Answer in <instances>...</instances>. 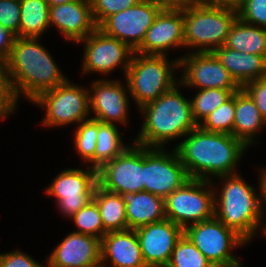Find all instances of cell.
I'll return each mask as SVG.
<instances>
[{"label":"cell","mask_w":266,"mask_h":267,"mask_svg":"<svg viewBox=\"0 0 266 267\" xmlns=\"http://www.w3.org/2000/svg\"><path fill=\"white\" fill-rule=\"evenodd\" d=\"M224 46L239 52L266 56V28L247 24L237 18Z\"/></svg>","instance_id":"cell-25"},{"label":"cell","mask_w":266,"mask_h":267,"mask_svg":"<svg viewBox=\"0 0 266 267\" xmlns=\"http://www.w3.org/2000/svg\"><path fill=\"white\" fill-rule=\"evenodd\" d=\"M80 42L85 43L82 64L84 73L109 74L116 67L122 65L125 76L135 52L127 44L106 35L98 27L78 43Z\"/></svg>","instance_id":"cell-14"},{"label":"cell","mask_w":266,"mask_h":267,"mask_svg":"<svg viewBox=\"0 0 266 267\" xmlns=\"http://www.w3.org/2000/svg\"><path fill=\"white\" fill-rule=\"evenodd\" d=\"M161 9L151 0H141L138 4L109 16L98 28L136 51Z\"/></svg>","instance_id":"cell-13"},{"label":"cell","mask_w":266,"mask_h":267,"mask_svg":"<svg viewBox=\"0 0 266 267\" xmlns=\"http://www.w3.org/2000/svg\"><path fill=\"white\" fill-rule=\"evenodd\" d=\"M20 0H0V25L20 37Z\"/></svg>","instance_id":"cell-35"},{"label":"cell","mask_w":266,"mask_h":267,"mask_svg":"<svg viewBox=\"0 0 266 267\" xmlns=\"http://www.w3.org/2000/svg\"><path fill=\"white\" fill-rule=\"evenodd\" d=\"M87 267H106L101 262Z\"/></svg>","instance_id":"cell-46"},{"label":"cell","mask_w":266,"mask_h":267,"mask_svg":"<svg viewBox=\"0 0 266 267\" xmlns=\"http://www.w3.org/2000/svg\"><path fill=\"white\" fill-rule=\"evenodd\" d=\"M213 53L241 88L250 81L266 77V56L235 51L224 45Z\"/></svg>","instance_id":"cell-22"},{"label":"cell","mask_w":266,"mask_h":267,"mask_svg":"<svg viewBox=\"0 0 266 267\" xmlns=\"http://www.w3.org/2000/svg\"><path fill=\"white\" fill-rule=\"evenodd\" d=\"M98 171V184L122 196L144 191L143 146L134 143Z\"/></svg>","instance_id":"cell-11"},{"label":"cell","mask_w":266,"mask_h":267,"mask_svg":"<svg viewBox=\"0 0 266 267\" xmlns=\"http://www.w3.org/2000/svg\"><path fill=\"white\" fill-rule=\"evenodd\" d=\"M39 37H15L8 62V76L16 97L33 101L42 92L63 84L64 77Z\"/></svg>","instance_id":"cell-2"},{"label":"cell","mask_w":266,"mask_h":267,"mask_svg":"<svg viewBox=\"0 0 266 267\" xmlns=\"http://www.w3.org/2000/svg\"><path fill=\"white\" fill-rule=\"evenodd\" d=\"M213 186L208 180L188 179L165 198L166 218L183 230L190 226V220L191 224H196L213 218L215 198Z\"/></svg>","instance_id":"cell-7"},{"label":"cell","mask_w":266,"mask_h":267,"mask_svg":"<svg viewBox=\"0 0 266 267\" xmlns=\"http://www.w3.org/2000/svg\"><path fill=\"white\" fill-rule=\"evenodd\" d=\"M206 4L238 10L245 0H202Z\"/></svg>","instance_id":"cell-42"},{"label":"cell","mask_w":266,"mask_h":267,"mask_svg":"<svg viewBox=\"0 0 266 267\" xmlns=\"http://www.w3.org/2000/svg\"><path fill=\"white\" fill-rule=\"evenodd\" d=\"M89 91V110L96 115L92 117L100 122L127 123L129 96L128 86L125 88L116 80H97L92 83ZM92 92V93H91Z\"/></svg>","instance_id":"cell-18"},{"label":"cell","mask_w":266,"mask_h":267,"mask_svg":"<svg viewBox=\"0 0 266 267\" xmlns=\"http://www.w3.org/2000/svg\"><path fill=\"white\" fill-rule=\"evenodd\" d=\"M219 179L225 184L217 198L215 193L214 216L248 243L258 227L264 224V206H261L260 196L237 173L220 176Z\"/></svg>","instance_id":"cell-4"},{"label":"cell","mask_w":266,"mask_h":267,"mask_svg":"<svg viewBox=\"0 0 266 267\" xmlns=\"http://www.w3.org/2000/svg\"><path fill=\"white\" fill-rule=\"evenodd\" d=\"M264 227L262 228L263 229V233L262 234H264L266 236V223H265V226Z\"/></svg>","instance_id":"cell-47"},{"label":"cell","mask_w":266,"mask_h":267,"mask_svg":"<svg viewBox=\"0 0 266 267\" xmlns=\"http://www.w3.org/2000/svg\"><path fill=\"white\" fill-rule=\"evenodd\" d=\"M49 13L50 26H56L67 41L78 43L97 28L90 0H73L69 3L50 6Z\"/></svg>","instance_id":"cell-20"},{"label":"cell","mask_w":266,"mask_h":267,"mask_svg":"<svg viewBox=\"0 0 266 267\" xmlns=\"http://www.w3.org/2000/svg\"><path fill=\"white\" fill-rule=\"evenodd\" d=\"M147 267H166L184 230L171 220L154 222L135 229Z\"/></svg>","instance_id":"cell-16"},{"label":"cell","mask_w":266,"mask_h":267,"mask_svg":"<svg viewBox=\"0 0 266 267\" xmlns=\"http://www.w3.org/2000/svg\"><path fill=\"white\" fill-rule=\"evenodd\" d=\"M180 46L185 48L183 9L162 8L135 52L142 55H167L168 49Z\"/></svg>","instance_id":"cell-17"},{"label":"cell","mask_w":266,"mask_h":267,"mask_svg":"<svg viewBox=\"0 0 266 267\" xmlns=\"http://www.w3.org/2000/svg\"><path fill=\"white\" fill-rule=\"evenodd\" d=\"M260 172L262 173V174H260L261 177H260V182H259L260 183L259 184V186H260L259 190H261L260 191V203H261V205H263V203H266V169L264 168ZM261 198L263 200H261ZM261 201H263V202H261Z\"/></svg>","instance_id":"cell-43"},{"label":"cell","mask_w":266,"mask_h":267,"mask_svg":"<svg viewBox=\"0 0 266 267\" xmlns=\"http://www.w3.org/2000/svg\"><path fill=\"white\" fill-rule=\"evenodd\" d=\"M46 267H87L101 262V239L72 232L46 257Z\"/></svg>","instance_id":"cell-19"},{"label":"cell","mask_w":266,"mask_h":267,"mask_svg":"<svg viewBox=\"0 0 266 267\" xmlns=\"http://www.w3.org/2000/svg\"><path fill=\"white\" fill-rule=\"evenodd\" d=\"M239 90H227L219 88H209L198 91L191 100L192 114L195 122L199 125L200 118L204 120L215 109L227 101Z\"/></svg>","instance_id":"cell-29"},{"label":"cell","mask_w":266,"mask_h":267,"mask_svg":"<svg viewBox=\"0 0 266 267\" xmlns=\"http://www.w3.org/2000/svg\"><path fill=\"white\" fill-rule=\"evenodd\" d=\"M179 67H184L179 85L203 89L219 88L240 90L241 87L232 78L213 52H194L179 58Z\"/></svg>","instance_id":"cell-15"},{"label":"cell","mask_w":266,"mask_h":267,"mask_svg":"<svg viewBox=\"0 0 266 267\" xmlns=\"http://www.w3.org/2000/svg\"><path fill=\"white\" fill-rule=\"evenodd\" d=\"M71 83L68 79L61 85L39 94L32 102L46 108L45 126H61L88 120L89 91Z\"/></svg>","instance_id":"cell-9"},{"label":"cell","mask_w":266,"mask_h":267,"mask_svg":"<svg viewBox=\"0 0 266 267\" xmlns=\"http://www.w3.org/2000/svg\"><path fill=\"white\" fill-rule=\"evenodd\" d=\"M98 134V121L95 119H88L82 121L74 137V144L77 153L83 158L85 162H90L94 168V152L96 149V139Z\"/></svg>","instance_id":"cell-33"},{"label":"cell","mask_w":266,"mask_h":267,"mask_svg":"<svg viewBox=\"0 0 266 267\" xmlns=\"http://www.w3.org/2000/svg\"><path fill=\"white\" fill-rule=\"evenodd\" d=\"M141 0H90L92 15L97 27H99L109 16L122 10H126Z\"/></svg>","instance_id":"cell-34"},{"label":"cell","mask_w":266,"mask_h":267,"mask_svg":"<svg viewBox=\"0 0 266 267\" xmlns=\"http://www.w3.org/2000/svg\"><path fill=\"white\" fill-rule=\"evenodd\" d=\"M20 37H39L50 27L46 0H20Z\"/></svg>","instance_id":"cell-27"},{"label":"cell","mask_w":266,"mask_h":267,"mask_svg":"<svg viewBox=\"0 0 266 267\" xmlns=\"http://www.w3.org/2000/svg\"><path fill=\"white\" fill-rule=\"evenodd\" d=\"M0 267H45L20 250L0 254Z\"/></svg>","instance_id":"cell-39"},{"label":"cell","mask_w":266,"mask_h":267,"mask_svg":"<svg viewBox=\"0 0 266 267\" xmlns=\"http://www.w3.org/2000/svg\"><path fill=\"white\" fill-rule=\"evenodd\" d=\"M235 93L198 125L203 130L233 135Z\"/></svg>","instance_id":"cell-31"},{"label":"cell","mask_w":266,"mask_h":267,"mask_svg":"<svg viewBox=\"0 0 266 267\" xmlns=\"http://www.w3.org/2000/svg\"><path fill=\"white\" fill-rule=\"evenodd\" d=\"M49 7L50 6H55V5H60V4H65V3H69L73 0H46Z\"/></svg>","instance_id":"cell-45"},{"label":"cell","mask_w":266,"mask_h":267,"mask_svg":"<svg viewBox=\"0 0 266 267\" xmlns=\"http://www.w3.org/2000/svg\"><path fill=\"white\" fill-rule=\"evenodd\" d=\"M156 148V149H155ZM144 191L166 198L189 178L177 152L143 146Z\"/></svg>","instance_id":"cell-10"},{"label":"cell","mask_w":266,"mask_h":267,"mask_svg":"<svg viewBox=\"0 0 266 267\" xmlns=\"http://www.w3.org/2000/svg\"><path fill=\"white\" fill-rule=\"evenodd\" d=\"M184 235L202 252L214 267H242L231 250L247 242L233 229L226 227L215 216L190 224Z\"/></svg>","instance_id":"cell-8"},{"label":"cell","mask_w":266,"mask_h":267,"mask_svg":"<svg viewBox=\"0 0 266 267\" xmlns=\"http://www.w3.org/2000/svg\"><path fill=\"white\" fill-rule=\"evenodd\" d=\"M242 89L252 98L261 116L266 120V77L250 81Z\"/></svg>","instance_id":"cell-37"},{"label":"cell","mask_w":266,"mask_h":267,"mask_svg":"<svg viewBox=\"0 0 266 267\" xmlns=\"http://www.w3.org/2000/svg\"><path fill=\"white\" fill-rule=\"evenodd\" d=\"M127 147L122 143L116 124L98 121L94 168L100 169L105 163L120 155Z\"/></svg>","instance_id":"cell-28"},{"label":"cell","mask_w":266,"mask_h":267,"mask_svg":"<svg viewBox=\"0 0 266 267\" xmlns=\"http://www.w3.org/2000/svg\"><path fill=\"white\" fill-rule=\"evenodd\" d=\"M70 218L74 220L78 227V230L74 232L91 235L98 239H102L107 233L104 230L100 211L94 199Z\"/></svg>","instance_id":"cell-32"},{"label":"cell","mask_w":266,"mask_h":267,"mask_svg":"<svg viewBox=\"0 0 266 267\" xmlns=\"http://www.w3.org/2000/svg\"><path fill=\"white\" fill-rule=\"evenodd\" d=\"M166 267H214L202 252L183 234L177 241Z\"/></svg>","instance_id":"cell-30"},{"label":"cell","mask_w":266,"mask_h":267,"mask_svg":"<svg viewBox=\"0 0 266 267\" xmlns=\"http://www.w3.org/2000/svg\"><path fill=\"white\" fill-rule=\"evenodd\" d=\"M98 184V171L95 168L65 169L60 172L45 192L56 198L60 211L68 218L76 214L93 199Z\"/></svg>","instance_id":"cell-12"},{"label":"cell","mask_w":266,"mask_h":267,"mask_svg":"<svg viewBox=\"0 0 266 267\" xmlns=\"http://www.w3.org/2000/svg\"><path fill=\"white\" fill-rule=\"evenodd\" d=\"M237 12L241 21L266 28V0H245Z\"/></svg>","instance_id":"cell-36"},{"label":"cell","mask_w":266,"mask_h":267,"mask_svg":"<svg viewBox=\"0 0 266 267\" xmlns=\"http://www.w3.org/2000/svg\"><path fill=\"white\" fill-rule=\"evenodd\" d=\"M183 15L185 47L198 48L196 52H213L223 46L238 18L237 10L212 6L202 0L184 8Z\"/></svg>","instance_id":"cell-5"},{"label":"cell","mask_w":266,"mask_h":267,"mask_svg":"<svg viewBox=\"0 0 266 267\" xmlns=\"http://www.w3.org/2000/svg\"><path fill=\"white\" fill-rule=\"evenodd\" d=\"M15 37L8 29L0 25V55L9 58Z\"/></svg>","instance_id":"cell-40"},{"label":"cell","mask_w":266,"mask_h":267,"mask_svg":"<svg viewBox=\"0 0 266 267\" xmlns=\"http://www.w3.org/2000/svg\"><path fill=\"white\" fill-rule=\"evenodd\" d=\"M247 148L232 134L210 132L198 126L174 149L189 178L210 181V175L235 174L236 165Z\"/></svg>","instance_id":"cell-1"},{"label":"cell","mask_w":266,"mask_h":267,"mask_svg":"<svg viewBox=\"0 0 266 267\" xmlns=\"http://www.w3.org/2000/svg\"><path fill=\"white\" fill-rule=\"evenodd\" d=\"M139 109L145 120L134 143L141 146L163 147L171 139L186 136L198 127L191 100L183 97L177 84Z\"/></svg>","instance_id":"cell-3"},{"label":"cell","mask_w":266,"mask_h":267,"mask_svg":"<svg viewBox=\"0 0 266 267\" xmlns=\"http://www.w3.org/2000/svg\"><path fill=\"white\" fill-rule=\"evenodd\" d=\"M110 258L112 267H147L134 229L106 233L101 239V263Z\"/></svg>","instance_id":"cell-21"},{"label":"cell","mask_w":266,"mask_h":267,"mask_svg":"<svg viewBox=\"0 0 266 267\" xmlns=\"http://www.w3.org/2000/svg\"><path fill=\"white\" fill-rule=\"evenodd\" d=\"M164 9H184L194 4L197 0H151Z\"/></svg>","instance_id":"cell-41"},{"label":"cell","mask_w":266,"mask_h":267,"mask_svg":"<svg viewBox=\"0 0 266 267\" xmlns=\"http://www.w3.org/2000/svg\"><path fill=\"white\" fill-rule=\"evenodd\" d=\"M128 229H137L164 220L165 198L142 191L125 195Z\"/></svg>","instance_id":"cell-23"},{"label":"cell","mask_w":266,"mask_h":267,"mask_svg":"<svg viewBox=\"0 0 266 267\" xmlns=\"http://www.w3.org/2000/svg\"><path fill=\"white\" fill-rule=\"evenodd\" d=\"M17 97L10 79H0V119L15 110Z\"/></svg>","instance_id":"cell-38"},{"label":"cell","mask_w":266,"mask_h":267,"mask_svg":"<svg viewBox=\"0 0 266 267\" xmlns=\"http://www.w3.org/2000/svg\"><path fill=\"white\" fill-rule=\"evenodd\" d=\"M179 67V60L169 63L167 55H142L134 52L125 74L130 95L138 108L156 100L171 90L178 82L173 72Z\"/></svg>","instance_id":"cell-6"},{"label":"cell","mask_w":266,"mask_h":267,"mask_svg":"<svg viewBox=\"0 0 266 267\" xmlns=\"http://www.w3.org/2000/svg\"><path fill=\"white\" fill-rule=\"evenodd\" d=\"M93 199L99 208L104 230L107 233L128 229L124 196L110 192L97 184Z\"/></svg>","instance_id":"cell-26"},{"label":"cell","mask_w":266,"mask_h":267,"mask_svg":"<svg viewBox=\"0 0 266 267\" xmlns=\"http://www.w3.org/2000/svg\"><path fill=\"white\" fill-rule=\"evenodd\" d=\"M0 79H10L8 76L7 58L0 55Z\"/></svg>","instance_id":"cell-44"},{"label":"cell","mask_w":266,"mask_h":267,"mask_svg":"<svg viewBox=\"0 0 266 267\" xmlns=\"http://www.w3.org/2000/svg\"><path fill=\"white\" fill-rule=\"evenodd\" d=\"M264 125L266 120L261 116L255 102L241 88L235 93L233 136L249 147L252 143H257L254 136Z\"/></svg>","instance_id":"cell-24"}]
</instances>
